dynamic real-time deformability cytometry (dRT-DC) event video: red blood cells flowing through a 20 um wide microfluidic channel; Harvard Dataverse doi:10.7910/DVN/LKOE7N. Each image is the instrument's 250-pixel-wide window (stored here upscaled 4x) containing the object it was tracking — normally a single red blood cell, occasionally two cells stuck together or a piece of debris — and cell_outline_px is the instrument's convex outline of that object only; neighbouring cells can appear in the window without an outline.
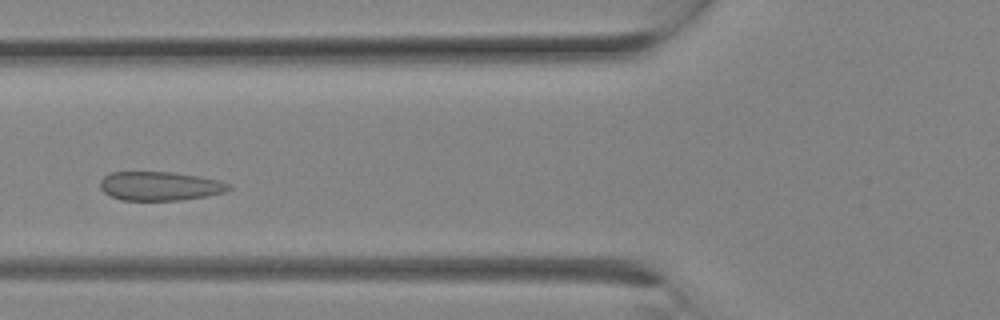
{"species": "Egyptian fruit bat (a non-hibernating species)", "species_latin": "Rousettus aegyptiacus", "temperature_condition": "room temperature", "stored_images_in_passage": 6, "camera_frame_rate_fps": 3000, "um_per_image_px": 0.085, "animal": {"sex": "female"}, "frame": {"image": 1, "passage_image": 5, "time_ms": 1.333, "image_size_px": [1000, 320], "cell_outline_px": [[232, 188], [224, 192], [204, 196], [180, 200], [120, 200], [104, 192], [100, 188], [100, 180], [104, 176], [112, 172], [172, 172], [200, 176], [220, 180], [232, 184]], "centroid_in_image_um": [13.61, 15.81], "position_along_channel_um": 112.2, "area_um2": 21.73}}